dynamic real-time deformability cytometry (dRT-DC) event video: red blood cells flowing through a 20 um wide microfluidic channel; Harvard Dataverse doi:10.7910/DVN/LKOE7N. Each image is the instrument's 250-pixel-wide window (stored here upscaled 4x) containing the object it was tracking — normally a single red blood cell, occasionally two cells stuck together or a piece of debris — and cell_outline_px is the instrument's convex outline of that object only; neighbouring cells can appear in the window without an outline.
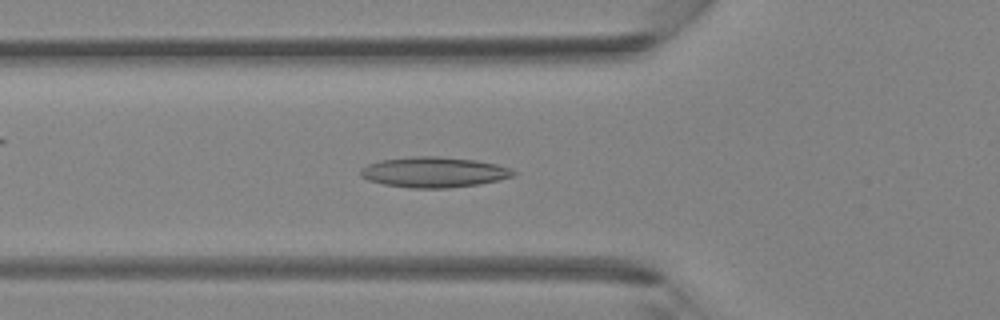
{"species": "Egyptian fruit bat (a non-hibernating species)", "species_latin": "Rousettus aegyptiacus", "temperature_condition": "room temperature", "stored_images_in_passage": 40, "camera_frame_rate_fps": 3000, "um_per_image_px": 0.085, "animal": {"sex": "female"}, "frame": {"image": 1, "passage_image": 14, "time_ms": 4.333, "image_size_px": [1000, 320], "cell_outline_px": [[516, 172], [512, 176], [500, 180], [480, 184], [448, 188], [412, 188], [384, 184], [368, 180], [360, 176], [360, 168], [368, 164], [380, 160], [408, 156], [440, 156], [476, 160], [496, 164], [508, 168]], "centroid_in_image_um": [36.85, 14.63], "position_along_channel_um": 89.0, "area_um2": 27.22}}
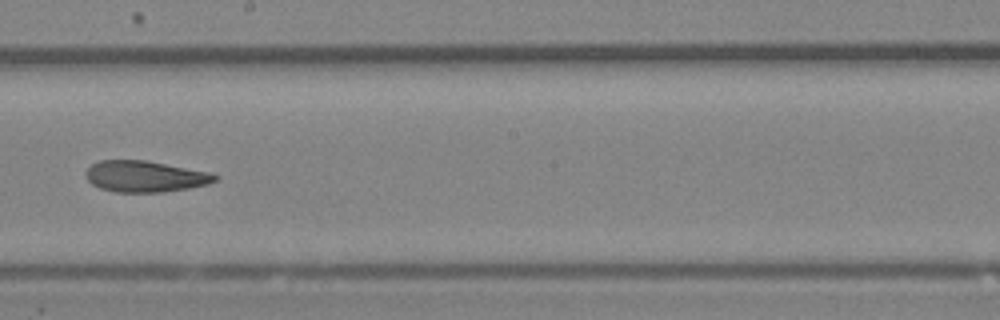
{"frame": {"image": 2, "passage_image": 23, "time_ms": 7.333, "image_size_px": [1000, 320], "cell_outline_px": [[220, 176], [216, 180], [208, 184], [188, 188], [164, 192], [116, 192], [100, 188], [92, 184], [84, 176], [84, 172], [92, 164], [100, 160], [148, 160], [212, 172]], "centroid_in_image_um": [12.35, 14.98], "position_along_channel_um": 235.9, "area_um2": 23.81}}
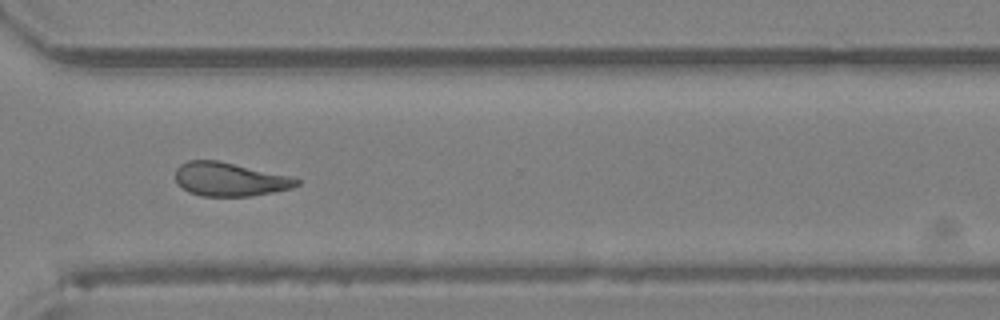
{"frame": {"image": 3, "passage_image": 30, "time_ms": 9.667, "image_size_px": [1000, 320], "cell_outline_px": [[300, 184], [292, 188], [252, 196], [200, 196], [188, 192], [176, 180], [176, 168], [180, 164], [188, 160], [216, 160], [288, 176], [300, 180]], "centroid_in_image_um": [19.5, 15.25], "position_along_channel_um": 351.1, "area_um2": 23.47}}